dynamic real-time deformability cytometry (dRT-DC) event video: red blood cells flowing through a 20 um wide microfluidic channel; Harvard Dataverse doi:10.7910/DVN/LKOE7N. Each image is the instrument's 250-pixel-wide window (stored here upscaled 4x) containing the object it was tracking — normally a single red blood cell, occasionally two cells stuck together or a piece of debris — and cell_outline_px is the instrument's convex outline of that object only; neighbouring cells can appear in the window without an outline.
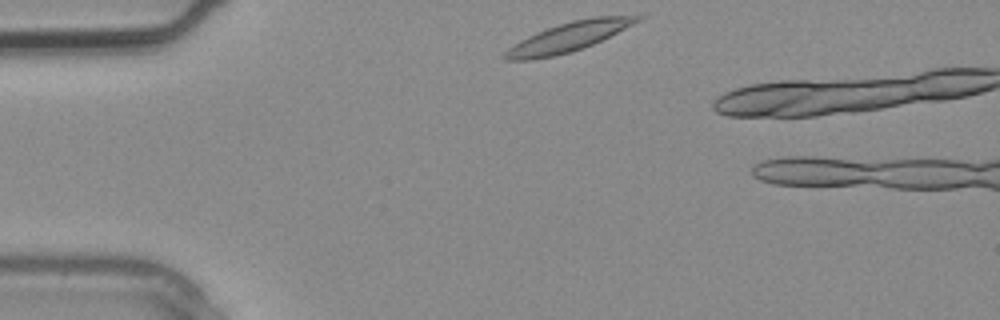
{"species": "common noctule bat (a hibernating species)", "species_latin": "Nyctalus noctula", "temperature_condition": "warm", "stored_images_in_passage": 2, "camera_frame_rate_fps": 3000, "um_per_image_px": 0.085, "animal": {"sex": "male", "body_mass_g": 20.4}, "frame": {"image": 1, "passage_image": 2, "time_ms": 0.333, "image_size_px": [1000, 320], "cell_outline_px": [[644, 16], [640, 20], [584, 48], [572, 52], [556, 56], [532, 60], [504, 60], [500, 56], [508, 48], [520, 40], [536, 32], [572, 20], [592, 16]], "centroid_in_image_um": [48.22, 3.17], "position_along_channel_um": 36.8, "area_um2": 22.37}}